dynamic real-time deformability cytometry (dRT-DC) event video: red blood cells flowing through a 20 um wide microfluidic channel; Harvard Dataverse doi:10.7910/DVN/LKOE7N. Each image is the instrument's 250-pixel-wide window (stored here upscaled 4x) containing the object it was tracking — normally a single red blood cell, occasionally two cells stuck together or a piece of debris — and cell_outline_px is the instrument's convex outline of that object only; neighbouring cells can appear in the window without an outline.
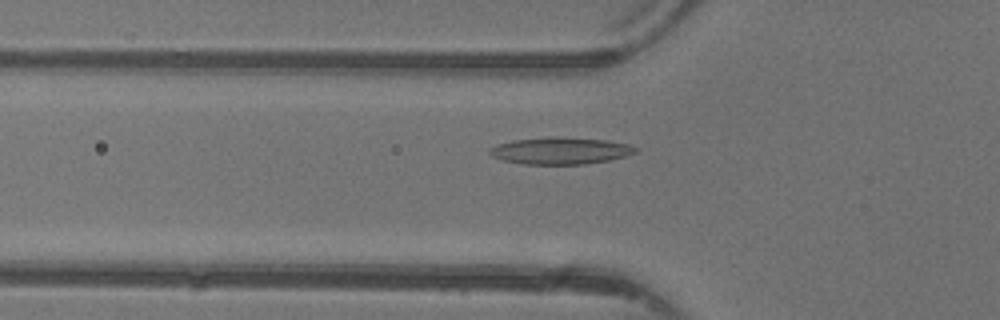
{"species": "common noctule bat (a hibernating species)", "species_latin": "Nyctalus noctula", "temperature_condition": "warm", "stored_images_in_passage": 48, "camera_frame_rate_fps": 3000, "um_per_image_px": 0.085, "animal": {"sex": "female"}, "frame": {"image": 1, "passage_image": 17, "time_ms": 5.333, "image_size_px": [1000, 320], "cell_outline_px": [[640, 148], [636, 152], [624, 156], [608, 160], [584, 164], [524, 164], [504, 160], [492, 156], [488, 152], [488, 148], [496, 144], [512, 140], [552, 136], [556, 136], [604, 140], [628, 144]], "centroid_in_image_um": [47.6, 12.8], "position_along_channel_um": 78.2, "area_um2": 22.89}}
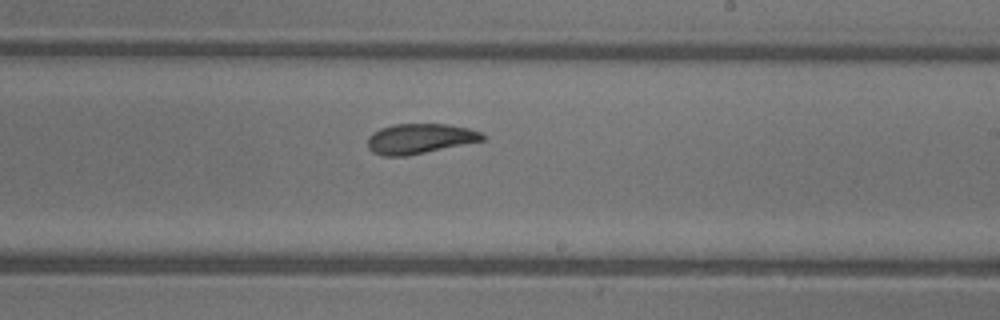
{"frame": {"image": 2, "passage_image": 29, "time_ms": 9.333, "image_size_px": [1000, 320], "cell_outline_px": [[484, 140], [408, 156], [384, 156], [372, 152], [368, 148], [368, 136], [372, 132], [380, 128], [392, 124], [448, 124], [468, 128], [480, 132], [484, 136]], "centroid_in_image_um": [35.64, 11.78], "position_along_channel_um": 253.4, "area_um2": 20.17}}
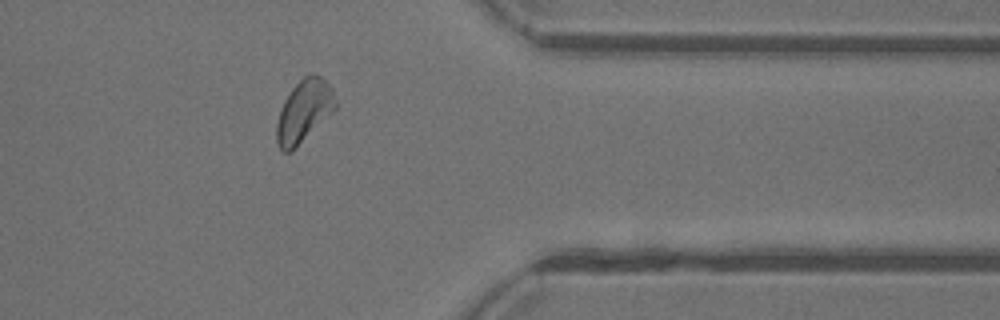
{"frame": {"image": 3, "passage_image": 39, "time_ms": 12.667, "image_size_px": [1000, 320], "cell_outline_px": [[336, 108], [292, 152], [284, 152], [276, 144], [276, 124], [280, 108], [284, 100], [292, 88], [304, 76], [320, 76], [332, 88], [336, 100]], "centroid_in_image_um": [25.81, 9.48], "position_along_channel_um": 385.6, "area_um2": 21.15}, "authors_computed_cell_mechanics": {"area_um2": 21.2993, "velocity_mm_per_s": 4.3562, "shape_relaxation_time_tau1_ms": 4.4734, "shape_relaxation_time_tau2_ms": 1.9504, "deformation_change_tau1": 0.1392, "deformation_change_tau2": 0.0805}}